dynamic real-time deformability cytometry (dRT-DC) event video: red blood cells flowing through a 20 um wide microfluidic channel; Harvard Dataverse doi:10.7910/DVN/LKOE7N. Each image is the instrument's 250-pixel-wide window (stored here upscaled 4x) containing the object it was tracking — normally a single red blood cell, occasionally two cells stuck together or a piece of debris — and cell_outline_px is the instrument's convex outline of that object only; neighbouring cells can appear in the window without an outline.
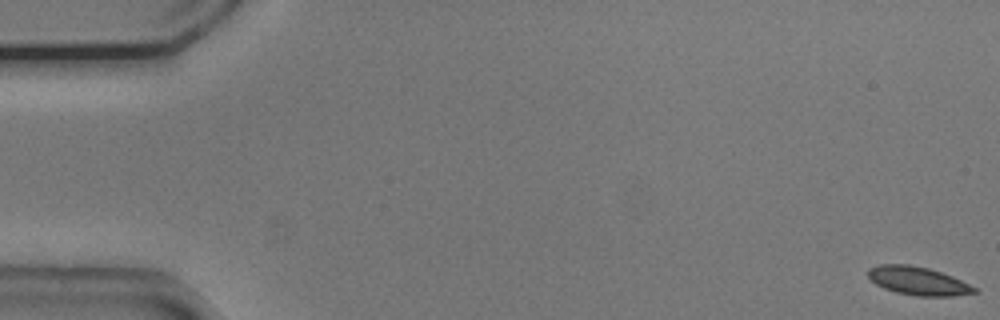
{"species": "common noctule bat (a hibernating species)", "species_latin": "Nyctalus noctula", "temperature_condition": "cold", "stored_images_in_passage": 7, "camera_frame_rate_fps": 3000, "um_per_image_px": 0.085, "animal": {"sex": "male", "body_mass_g": 20.5, "forearm_length_mm": 52.5}, "frame": {"image": 1, "passage_image": 1, "time_ms": 0.0, "image_size_px": [1000, 320], "cell_outline_px": [[980, 292], [952, 296], [916, 296], [896, 292], [884, 288], [876, 284], [868, 276], [868, 268], [880, 264], [908, 264], [928, 268], [952, 276], [976, 288]], "centroid_in_image_um": [78.03, 23.88], "position_along_channel_um": 7.0, "area_um2": 17.46}}